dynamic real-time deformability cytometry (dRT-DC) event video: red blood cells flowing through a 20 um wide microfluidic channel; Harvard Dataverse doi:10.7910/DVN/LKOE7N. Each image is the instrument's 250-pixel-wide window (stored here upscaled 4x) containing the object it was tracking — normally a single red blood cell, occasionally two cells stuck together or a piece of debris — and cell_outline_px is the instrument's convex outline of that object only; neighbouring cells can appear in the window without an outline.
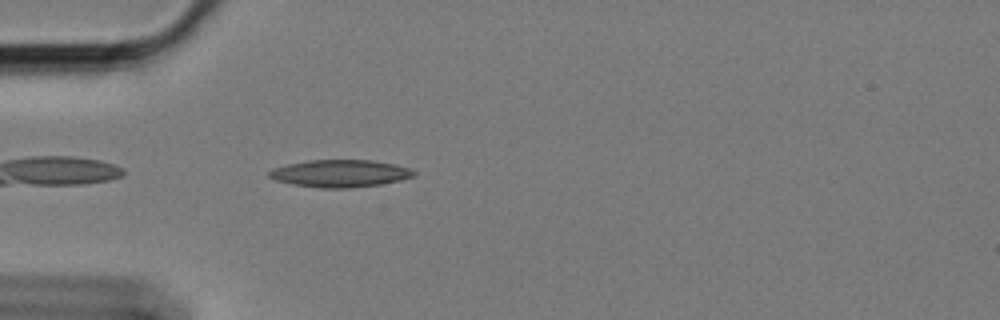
{"species": "Egyptian fruit bat (a non-hibernating species)", "species_latin": "Rousettus aegyptiacus", "temperature_condition": "cold", "stored_images_in_passage": 28, "camera_frame_rate_fps": 3000, "um_per_image_px": 0.085, "animal": {"sex": "female"}, "frame": {"image": 1, "passage_image": 2, "time_ms": 0.333, "image_size_px": [1000, 320], "cell_outline_px": [[416, 176], [400, 180], [380, 184], [352, 188], [320, 188], [292, 184], [276, 180], [268, 176], [268, 172], [272, 168], [288, 164], [308, 160], [372, 160], [396, 164], [408, 168], [416, 172]], "centroid_in_image_um": [28.91, 14.74], "position_along_channel_um": 56.1, "area_um2": 23.12}}
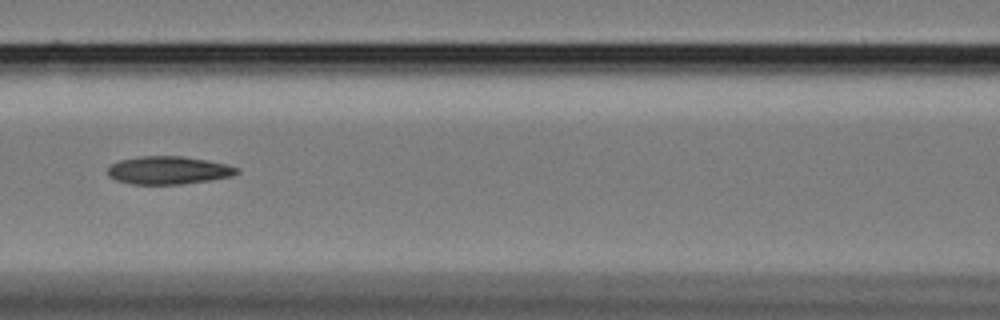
{"frame": {"image": 2, "passage_image": 11, "time_ms": 3.333, "image_size_px": [1000, 320], "cell_outline_px": [[240, 172], [232, 176], [208, 180], [180, 184], [132, 184], [116, 180], [108, 176], [108, 168], [112, 164], [120, 160], [140, 156], [184, 156], [208, 160], [228, 164], [240, 168]], "centroid_in_image_um": [14.35, 14.46], "position_along_channel_um": 152.3, "area_um2": 21.1}}
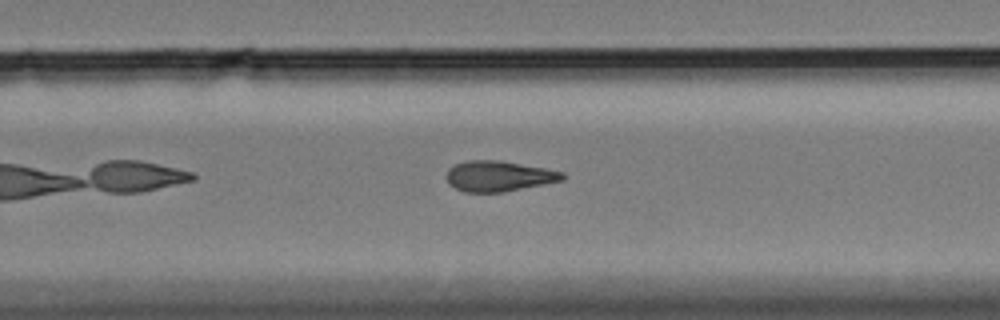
{"frame": {"image": 3, "passage_image": 23, "time_ms": 7.333, "image_size_px": [1000, 320], "cell_outline_px": [[568, 176], [564, 180], [504, 192], [464, 192], [448, 184], [444, 176], [448, 168], [464, 160], [500, 160], [544, 168], [564, 172]], "centroid_in_image_um": [42.37, 14.97], "position_along_channel_um": 287.4, "area_um2": 20.92}}